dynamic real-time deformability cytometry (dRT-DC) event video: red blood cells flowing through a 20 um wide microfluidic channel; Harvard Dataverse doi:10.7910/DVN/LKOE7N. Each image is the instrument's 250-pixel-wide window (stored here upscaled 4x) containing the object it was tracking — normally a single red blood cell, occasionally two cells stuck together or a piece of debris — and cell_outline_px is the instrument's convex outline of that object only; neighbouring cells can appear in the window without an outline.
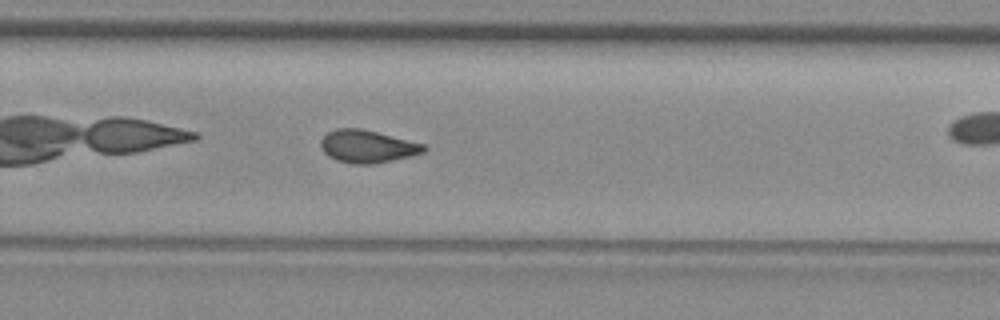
{"species": "common noctule bat (a hibernating species)", "species_latin": "Nyctalus noctula", "temperature_condition": "room temperature", "stored_images_in_passage": 34, "camera_frame_rate_fps": 3000, "um_per_image_px": 0.085, "animal": {"sex": "female", "body_mass_g": 29.2, "forearm_length_mm": 56.3}, "frame": {"image": 1, "passage_image": 19, "time_ms": 6.0, "image_size_px": [1000, 320], "cell_outline_px": [[428, 148], [424, 152], [412, 156], [372, 164], [352, 164], [336, 160], [328, 156], [324, 152], [320, 144], [320, 140], [328, 132], [336, 128], [360, 128], [424, 144]], "centroid_in_image_um": [31.21, 12.45], "position_along_channel_um": 298.6, "area_um2": 19.54}}